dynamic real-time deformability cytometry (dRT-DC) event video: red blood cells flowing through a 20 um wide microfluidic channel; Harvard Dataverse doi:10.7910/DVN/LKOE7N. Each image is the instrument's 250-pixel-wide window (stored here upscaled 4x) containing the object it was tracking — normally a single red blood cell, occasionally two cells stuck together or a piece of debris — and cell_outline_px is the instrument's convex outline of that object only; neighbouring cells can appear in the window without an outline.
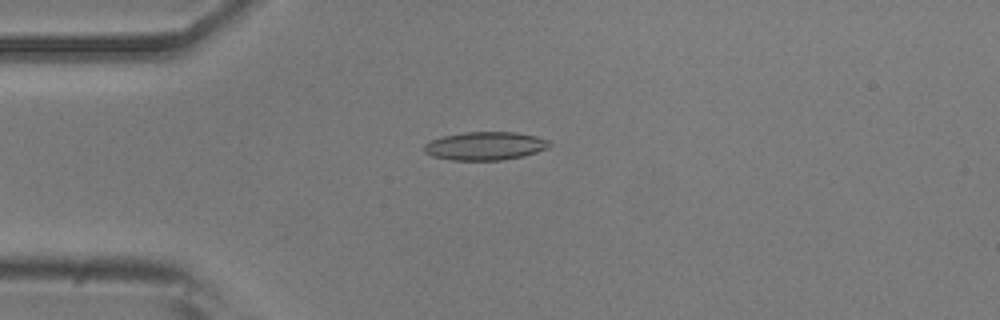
{"species": "common noctule bat (a hibernating species)", "species_latin": "Nyctalus noctula", "temperature_condition": "room temperature", "stored_images_in_passage": 33, "camera_frame_rate_fps": 3000, "um_per_image_px": 0.085, "animal": {"sex": "male", "body_mass_g": 20.5, "forearm_length_mm": 52.5}, "frame": {"image": 1, "passage_image": 4, "time_ms": 1.0, "image_size_px": [1000, 320], "cell_outline_px": [[552, 144], [548, 148], [524, 156], [504, 160], [452, 160], [432, 156], [424, 152], [424, 144], [428, 140], [444, 136], [464, 132], [516, 132], [536, 136], [548, 140]], "centroid_in_image_um": [41.23, 12.4], "position_along_channel_um": 43.8, "area_um2": 20.81}}
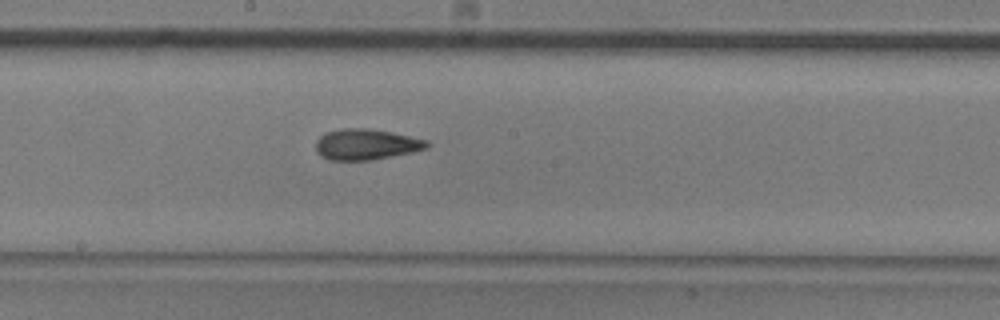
{"frame": {"image": 2, "passage_image": 19, "time_ms": 6.0, "image_size_px": [1000, 320], "cell_outline_px": [[428, 148], [412, 152], [372, 160], [328, 160], [320, 156], [316, 152], [316, 140], [324, 132], [344, 128], [368, 128], [392, 132], [428, 140]], "centroid_in_image_um": [31.09, 12.27], "position_along_channel_um": 217.1, "area_um2": 20.11}}
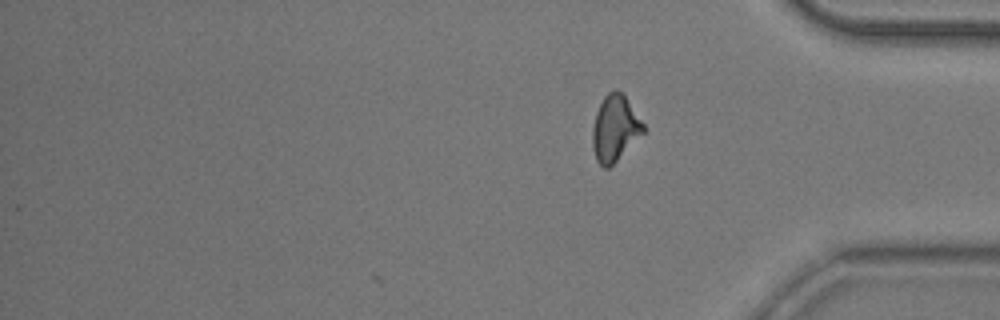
{"frame": {"image": 3, "passage_image": 33, "time_ms": 10.667, "image_size_px": [1000, 320], "cell_outline_px": [[644, 132], [608, 168], [604, 168], [596, 160], [592, 144], [592, 128], [596, 112], [604, 96], [608, 92], [624, 92], [644, 124]], "centroid_in_image_um": [52.26, 10.89], "position_along_channel_um": 382.9, "area_um2": 19.31}, "authors_computed_cell_mechanics": {"area_um2": 19.4786, "velocity_mm_per_s": 3.8101, "shape_relaxation_time_tau1_ms": 5.4407, "shape_relaxation_time_tau2_ms": 1.9219, "deformation_change_tau1": 0.1762, "deformation_change_tau2": 0.0982}}